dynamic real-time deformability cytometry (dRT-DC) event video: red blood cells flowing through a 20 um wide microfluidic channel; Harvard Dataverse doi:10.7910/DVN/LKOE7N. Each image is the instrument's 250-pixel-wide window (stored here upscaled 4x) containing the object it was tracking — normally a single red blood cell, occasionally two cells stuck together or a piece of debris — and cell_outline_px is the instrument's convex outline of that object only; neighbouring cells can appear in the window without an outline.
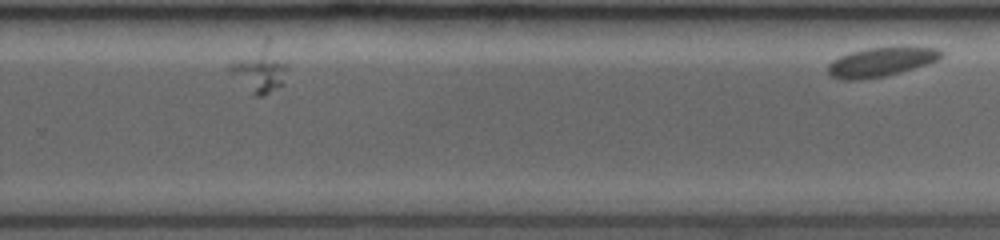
{"species": "common noctule bat (a hibernating species)", "species_latin": "Nyctalus noctula", "temperature_condition": "room temperature", "stored_images_in_passage": 14, "segment_of_instrument_passage": [3, 3], "camera_frame_rate_fps": 3500, "um_per_image_px": 0.085, "animal": {"sex": "female", "body_mass_g": 19.0, "forearm_length_mm": 53.3}, "frame": {"image": 1, "passage_image": 14, "time_ms": 5.143, "image_size_px": [1000, 240], "cell_outline_px": [[944, 56], [940, 60], [928, 64], [900, 72], [884, 76], [860, 80], [844, 80], [832, 76], [828, 72], [828, 64], [832, 60], [848, 52], [868, 48], [940, 48], [944, 52]], "centroid_in_image_um": [74.9, 5.28], "position_along_channel_um": 254.9, "area_um2": 19.13}}